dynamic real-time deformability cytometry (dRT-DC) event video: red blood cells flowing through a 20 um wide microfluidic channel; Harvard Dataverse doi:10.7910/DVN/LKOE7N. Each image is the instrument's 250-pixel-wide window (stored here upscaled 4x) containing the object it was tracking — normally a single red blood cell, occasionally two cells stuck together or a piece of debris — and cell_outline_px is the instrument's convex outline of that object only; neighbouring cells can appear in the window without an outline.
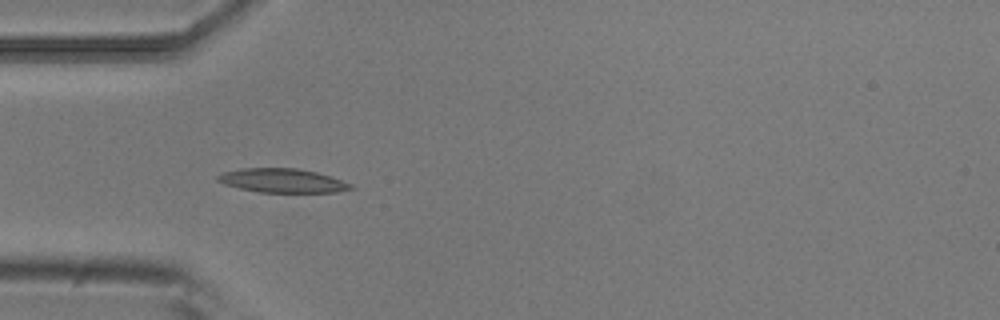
{"species": "common noctule bat (a hibernating species)", "species_latin": "Nyctalus noctula", "temperature_condition": "room temperature", "stored_images_in_passage": 5, "camera_frame_rate_fps": 3000, "um_per_image_px": 0.085, "animal": {"sex": "male", "body_mass_g": 20.5, "forearm_length_mm": 52.5}, "frame": {"image": 1, "passage_image": 5, "time_ms": 1.333, "image_size_px": [1000, 320], "cell_outline_px": [[356, 188], [336, 192], [260, 192], [240, 188], [224, 184], [216, 180], [216, 176], [224, 172], [240, 168], [300, 168], [332, 176], [352, 184]], "centroid_in_image_um": [24.03, 15.34], "position_along_channel_um": 61.0, "area_um2": 18.67}}